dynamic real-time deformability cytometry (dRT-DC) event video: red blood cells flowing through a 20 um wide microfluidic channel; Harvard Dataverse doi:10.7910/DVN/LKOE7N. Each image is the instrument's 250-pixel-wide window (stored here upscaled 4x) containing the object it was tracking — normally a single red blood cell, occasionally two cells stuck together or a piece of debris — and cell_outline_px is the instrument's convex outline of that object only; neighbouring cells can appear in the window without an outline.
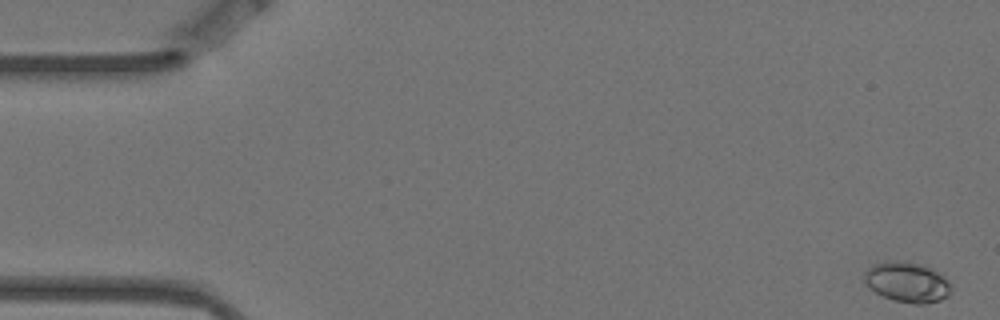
{"species": "Egyptian fruit bat (a non-hibernating species)", "species_latin": "Rousettus aegyptiacus", "temperature_condition": "warm", "stored_images_in_passage": 4, "camera_frame_rate_fps": 3000, "um_per_image_px": 0.085, "animal": {"sex": "female"}, "frame": {"image": 1, "passage_image": 1, "time_ms": 0.0, "image_size_px": [1000, 320], "cell_outline_px": [[952, 292], [948, 296], [940, 300], [924, 304], [912, 304], [892, 300], [876, 292], [864, 280], [864, 272], [872, 264], [888, 260], [900, 260], [924, 264], [940, 272], [948, 280], [952, 288]], "centroid_in_image_um": [77.15, 23.96], "position_along_channel_um": 7.9, "area_um2": 20.75}}
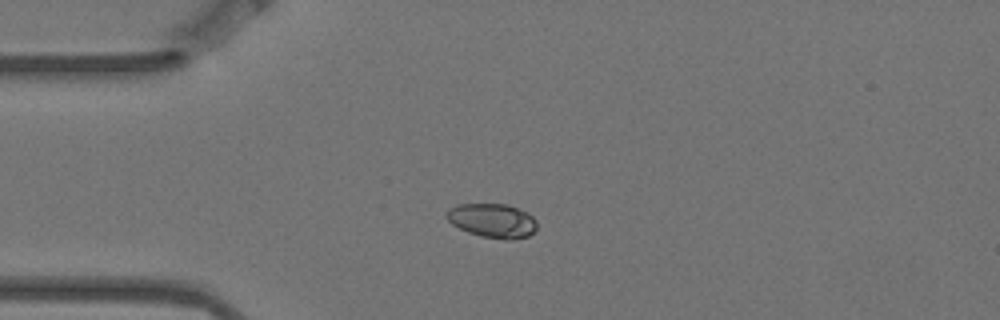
{"frame": {"image": 2, "passage_image": 4, "time_ms": 1.0, "image_size_px": [1000, 320], "cell_outline_px": [[536, 228], [528, 236], [512, 240], [508, 240], [480, 236], [468, 232], [452, 224], [444, 216], [444, 212], [448, 208], [456, 204], [508, 204], [528, 212], [536, 220]], "centroid_in_image_um": [41.83, 18.74], "position_along_channel_um": 43.2, "area_um2": 18.21}}